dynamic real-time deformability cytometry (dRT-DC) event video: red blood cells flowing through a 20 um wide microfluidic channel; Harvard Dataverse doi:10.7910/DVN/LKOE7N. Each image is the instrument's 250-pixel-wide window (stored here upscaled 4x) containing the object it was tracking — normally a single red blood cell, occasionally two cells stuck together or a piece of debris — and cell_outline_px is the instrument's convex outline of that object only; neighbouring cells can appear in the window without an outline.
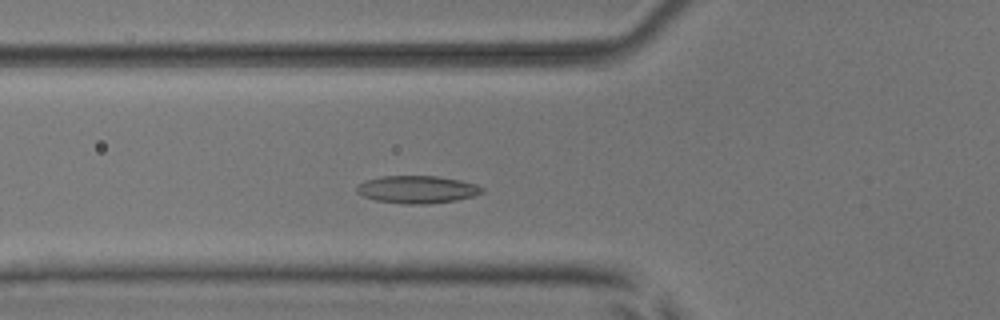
{"species": "common noctule bat (a hibernating species)", "species_latin": "Nyctalus noctula", "temperature_condition": "room temperature", "stored_images_in_passage": 37, "camera_frame_rate_fps": 3000, "um_per_image_px": 0.085, "animal": {"sex": "male", "body_mass_g": 17.9, "forearm_length_mm": 54.2}, "frame": {"image": 1, "passage_image": 14, "time_ms": 4.333, "image_size_px": [1000, 320], "cell_outline_px": [[484, 192], [472, 196], [456, 200], [428, 204], [404, 204], [376, 200], [364, 196], [356, 192], [356, 184], [364, 180], [380, 176], [436, 176], [460, 180], [476, 184], [484, 188]], "centroid_in_image_um": [35.43, 16.1], "position_along_channel_um": 90.4, "area_um2": 20.23}}
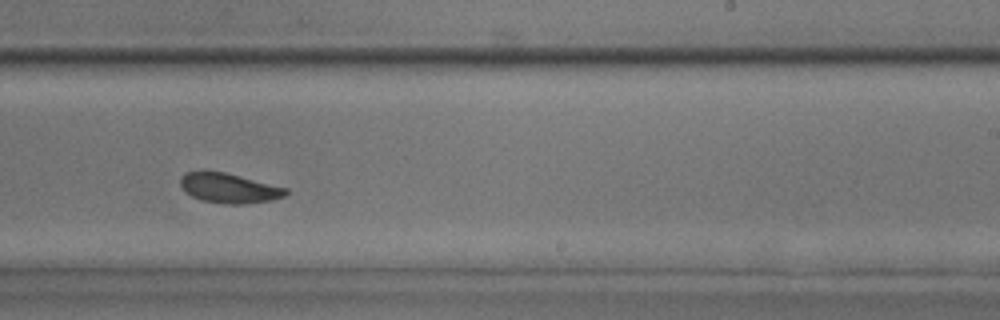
{"frame": {"image": 2, "passage_image": 28, "time_ms": 9.0, "image_size_px": [1000, 320], "cell_outline_px": [[288, 192], [284, 196], [272, 200], [244, 204], [224, 204], [200, 200], [184, 192], [180, 184], [180, 176], [184, 172], [200, 168], [224, 172], [288, 188]], "centroid_in_image_um": [19.38, 15.96], "position_along_channel_um": 269.6, "area_um2": 18.84}}
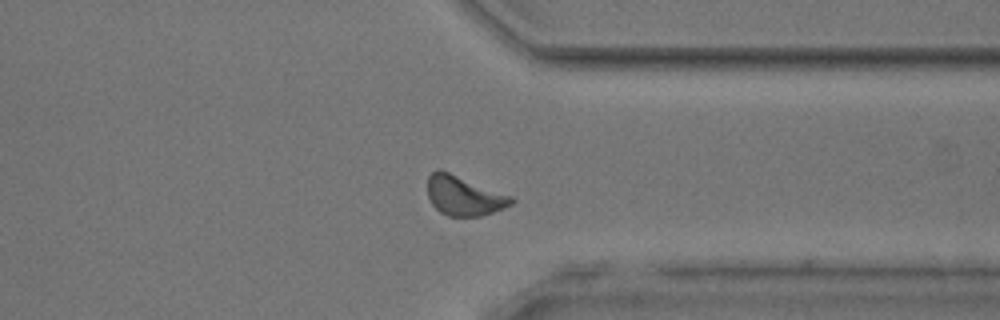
{"frame": {"image": 3, "passage_image": 36, "time_ms": 11.667, "image_size_px": [1000, 320], "cell_outline_px": [[516, 200], [512, 204], [504, 208], [480, 216], [448, 216], [440, 212], [432, 204], [428, 196], [428, 176], [436, 168], [440, 168], [512, 196]], "centroid_in_image_um": [39.43, 16.62], "position_along_channel_um": 372.0, "area_um2": 19.42}}